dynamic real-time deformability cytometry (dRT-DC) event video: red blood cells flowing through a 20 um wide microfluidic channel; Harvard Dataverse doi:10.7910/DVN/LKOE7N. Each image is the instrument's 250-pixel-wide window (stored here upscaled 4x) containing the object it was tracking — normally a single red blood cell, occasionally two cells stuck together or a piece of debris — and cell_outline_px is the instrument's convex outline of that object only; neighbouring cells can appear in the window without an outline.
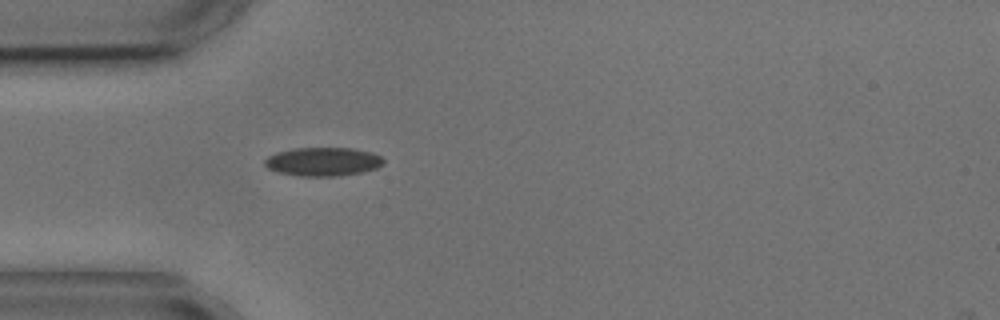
{"species": "common noctule bat (a hibernating species)", "species_latin": "Nyctalus noctula", "temperature_condition": "cold", "stored_images_in_passage": 1, "camera_frame_rate_fps": 3000, "um_per_image_px": 0.085, "animal": {"sex": "male", "body_mass_g": 17.9, "forearm_length_mm": 54.2}, "frame": {"image": 1, "passage_image": 1, "time_ms": 0.0, "image_size_px": [1000, 320], "cell_outline_px": [[384, 164], [376, 168], [364, 172], [340, 176], [300, 176], [276, 172], [268, 168], [264, 164], [264, 160], [268, 156], [276, 152], [296, 148], [352, 148], [372, 152], [380, 156], [384, 160]], "centroid_in_image_um": [27.46, 13.74], "position_along_channel_um": 57.5, "area_um2": 20.0}}